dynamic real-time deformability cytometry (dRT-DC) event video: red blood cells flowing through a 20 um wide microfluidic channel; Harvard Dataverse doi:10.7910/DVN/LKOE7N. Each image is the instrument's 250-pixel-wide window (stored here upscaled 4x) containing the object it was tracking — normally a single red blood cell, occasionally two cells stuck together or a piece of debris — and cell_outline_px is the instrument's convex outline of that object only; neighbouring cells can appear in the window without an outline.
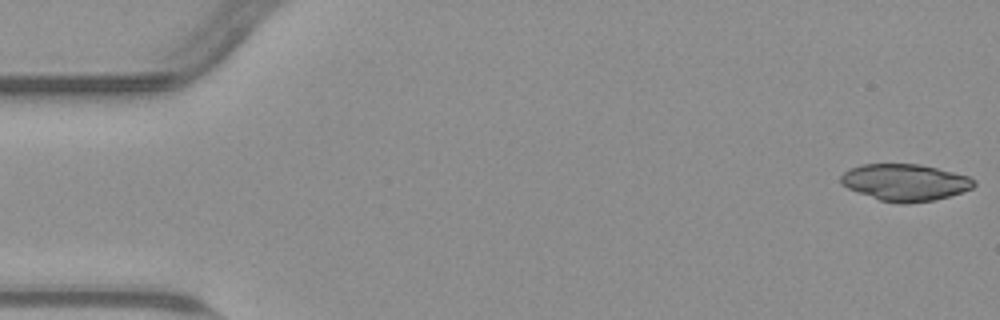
{"species": "common noctule bat (a hibernating species)", "species_latin": "Nyctalus noctula", "temperature_condition": "warm", "stored_images_in_passage": 26, "camera_frame_rate_fps": 3000, "um_per_image_px": 0.085, "animal": {"sex": "male", "body_mass_g": 23.1, "forearm_length_mm": 52.7}, "frame": {"image": 1, "passage_image": 1, "time_ms": 0.0, "image_size_px": [1000, 320], "cell_outline_px": [[976, 184], [972, 188], [936, 200], [908, 204], [900, 204], [880, 200], [848, 188], [840, 184], [840, 176], [848, 168], [864, 164], [920, 164], [968, 176], [976, 180]], "centroid_in_image_um": [76.91, 15.5], "position_along_channel_um": 8.1, "area_um2": 28.55}}
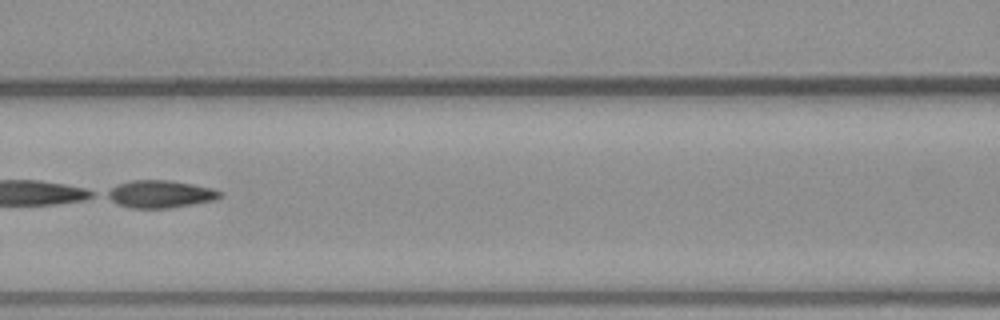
{"frame": {"image": 2, "passage_image": 24, "time_ms": 7.667, "image_size_px": [1000, 320], "cell_outline_px": [[224, 196], [216, 200], [168, 208], [128, 208], [116, 204], [104, 196], [104, 192], [116, 184], [132, 180], [168, 180], [192, 184], [212, 188], [224, 192]], "centroid_in_image_um": [13.59, 16.5], "position_along_channel_um": 153.0, "area_um2": 18.44}}